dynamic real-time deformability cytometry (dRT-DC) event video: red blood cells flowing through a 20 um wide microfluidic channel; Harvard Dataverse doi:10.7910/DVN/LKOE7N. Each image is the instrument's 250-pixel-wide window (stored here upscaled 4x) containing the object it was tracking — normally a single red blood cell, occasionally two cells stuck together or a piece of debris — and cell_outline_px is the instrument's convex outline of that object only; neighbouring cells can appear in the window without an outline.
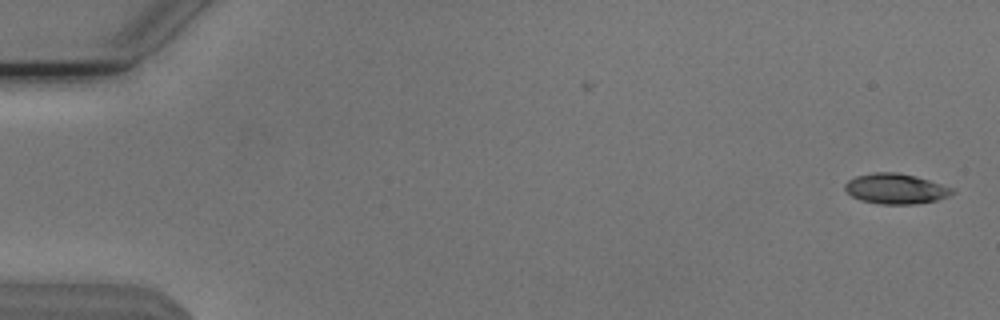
{"species": "Egyptian fruit bat (a non-hibernating species)", "species_latin": "Rousettus aegyptiacus", "temperature_condition": "cold", "stored_images_in_passage": 53, "camera_frame_rate_fps": 3000, "um_per_image_px": 0.085, "animal": {"sex": "male"}, "frame": {"image": 1, "passage_image": 1, "time_ms": 0.0, "image_size_px": [1000, 320], "cell_outline_px": [[956, 192], [948, 196], [936, 200], [916, 204], [880, 204], [860, 200], [852, 196], [844, 188], [844, 184], [848, 180], [856, 176], [872, 172], [896, 172], [916, 176], [956, 188]], "centroid_in_image_um": [76.16, 16.04], "position_along_channel_um": 8.8, "area_um2": 19.13}}
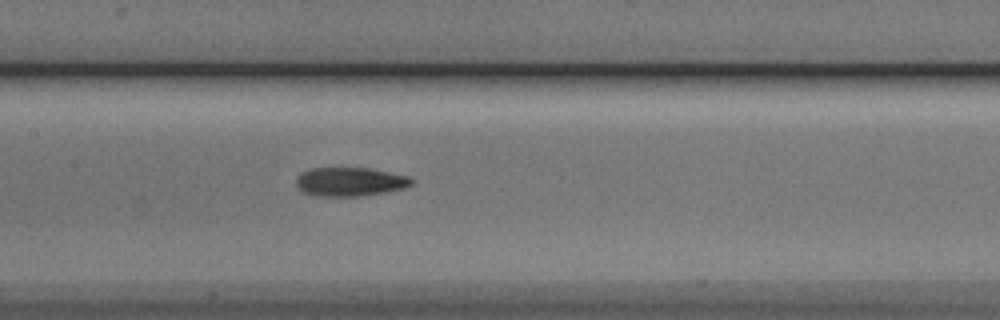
{"frame": {"image": 2, "passage_image": 26, "time_ms": 8.333, "image_size_px": [1000, 320], "cell_outline_px": [[416, 180], [412, 184], [404, 188], [388, 192], [360, 196], [312, 196], [304, 192], [296, 184], [296, 176], [300, 172], [312, 168], [368, 168], [408, 176]], "centroid_in_image_um": [29.75, 15.45], "position_along_channel_um": 177.7, "area_um2": 19.54}}
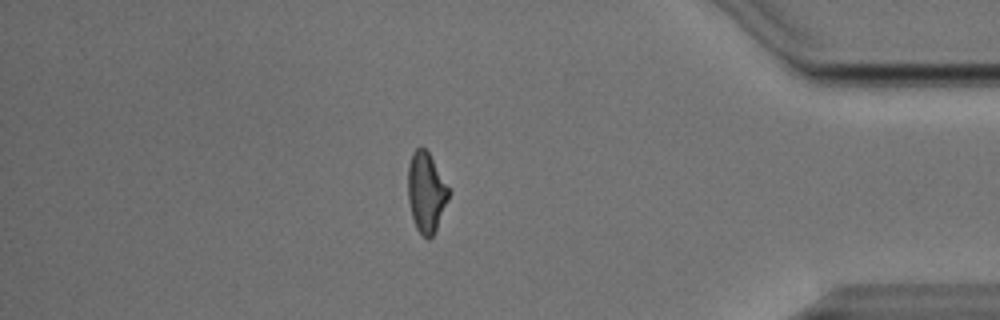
{"frame": {"image": 3, "passage_image": 46, "time_ms": 15.0, "image_size_px": [1000, 320], "cell_outline_px": [[448, 200], [436, 228], [432, 236], [428, 240], [416, 228], [412, 216], [408, 200], [408, 164], [412, 152], [416, 148], [424, 148], [428, 152], [448, 188]], "centroid_in_image_um": [36.19, 16.34], "position_along_channel_um": 399.0, "area_um2": 18.5}, "authors_computed_cell_mechanics": {"area_um2": 19.2474, "velocity_mm_per_s": 3.8137, "shape_relaxation_time_tau1_ms": 4.4992, "shape_relaxation_time_tau2_ms": 4.2112, "deformation_change_tau1": 0.142, "deformation_change_tau2": 0.1174}}